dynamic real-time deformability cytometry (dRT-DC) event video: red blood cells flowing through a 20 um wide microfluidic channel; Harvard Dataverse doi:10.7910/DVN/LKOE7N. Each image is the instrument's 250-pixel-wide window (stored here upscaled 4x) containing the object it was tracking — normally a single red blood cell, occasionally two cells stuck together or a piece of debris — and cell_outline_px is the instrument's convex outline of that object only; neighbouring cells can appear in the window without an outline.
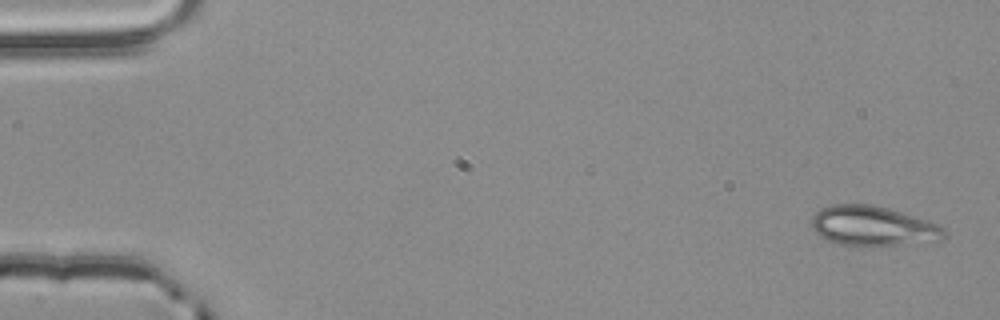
{"species": "common noctule bat (a hibernating species)", "species_latin": "Nyctalus noctula", "temperature_condition": "room temperature", "stored_images_in_passage": 2, "camera_frame_rate_fps": 3000, "um_per_image_px": 0.085, "animal": {"sex": "male", "body_mass_g": 20.4}, "frame": {"image": 1, "passage_image": 2, "time_ms": 0.333, "image_size_px": [1000, 320], "cell_outline_px": [[944, 236], [940, 240], [880, 248], [840, 244], [824, 240], [816, 232], [812, 224], [812, 216], [820, 208], [832, 204], [872, 204], [888, 208], [928, 220], [940, 224], [944, 228]], "centroid_in_image_um": [74.21, 19.24], "position_along_channel_um": 10.8, "area_um2": 31.44}}